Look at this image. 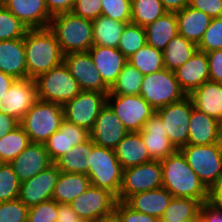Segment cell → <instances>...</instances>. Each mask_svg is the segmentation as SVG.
Returning a JSON list of instances; mask_svg holds the SVG:
<instances>
[{"instance_id": "1", "label": "cell", "mask_w": 222, "mask_h": 222, "mask_svg": "<svg viewBox=\"0 0 222 222\" xmlns=\"http://www.w3.org/2000/svg\"><path fill=\"white\" fill-rule=\"evenodd\" d=\"M162 187L173 197L193 198L201 204L208 201V189L188 165L181 152L176 150L161 160Z\"/></svg>"}, {"instance_id": "2", "label": "cell", "mask_w": 222, "mask_h": 222, "mask_svg": "<svg viewBox=\"0 0 222 222\" xmlns=\"http://www.w3.org/2000/svg\"><path fill=\"white\" fill-rule=\"evenodd\" d=\"M27 78L35 79L63 62L64 54L48 28L29 29L24 36Z\"/></svg>"}, {"instance_id": "3", "label": "cell", "mask_w": 222, "mask_h": 222, "mask_svg": "<svg viewBox=\"0 0 222 222\" xmlns=\"http://www.w3.org/2000/svg\"><path fill=\"white\" fill-rule=\"evenodd\" d=\"M62 53L88 52L93 46L92 20L74 15L72 12L54 15L49 24Z\"/></svg>"}, {"instance_id": "4", "label": "cell", "mask_w": 222, "mask_h": 222, "mask_svg": "<svg viewBox=\"0 0 222 222\" xmlns=\"http://www.w3.org/2000/svg\"><path fill=\"white\" fill-rule=\"evenodd\" d=\"M87 176L91 185L106 189L118 197L123 169L115 150L95 145L92 141V152L87 158Z\"/></svg>"}, {"instance_id": "5", "label": "cell", "mask_w": 222, "mask_h": 222, "mask_svg": "<svg viewBox=\"0 0 222 222\" xmlns=\"http://www.w3.org/2000/svg\"><path fill=\"white\" fill-rule=\"evenodd\" d=\"M63 120L62 105L38 99L19 124L29 136L30 142L44 144L59 130Z\"/></svg>"}, {"instance_id": "6", "label": "cell", "mask_w": 222, "mask_h": 222, "mask_svg": "<svg viewBox=\"0 0 222 222\" xmlns=\"http://www.w3.org/2000/svg\"><path fill=\"white\" fill-rule=\"evenodd\" d=\"M34 81L38 99L62 106L82 91L64 62L40 74Z\"/></svg>"}, {"instance_id": "7", "label": "cell", "mask_w": 222, "mask_h": 222, "mask_svg": "<svg viewBox=\"0 0 222 222\" xmlns=\"http://www.w3.org/2000/svg\"><path fill=\"white\" fill-rule=\"evenodd\" d=\"M188 165L209 190L222 177V142L182 147Z\"/></svg>"}, {"instance_id": "8", "label": "cell", "mask_w": 222, "mask_h": 222, "mask_svg": "<svg viewBox=\"0 0 222 222\" xmlns=\"http://www.w3.org/2000/svg\"><path fill=\"white\" fill-rule=\"evenodd\" d=\"M139 95L155 110L187 97L176 80L174 71L166 68L150 75H144Z\"/></svg>"}, {"instance_id": "9", "label": "cell", "mask_w": 222, "mask_h": 222, "mask_svg": "<svg viewBox=\"0 0 222 222\" xmlns=\"http://www.w3.org/2000/svg\"><path fill=\"white\" fill-rule=\"evenodd\" d=\"M106 104L128 132H139L156 110L140 95L107 94Z\"/></svg>"}, {"instance_id": "10", "label": "cell", "mask_w": 222, "mask_h": 222, "mask_svg": "<svg viewBox=\"0 0 222 222\" xmlns=\"http://www.w3.org/2000/svg\"><path fill=\"white\" fill-rule=\"evenodd\" d=\"M161 187V161L152 160L123 170L122 184L117 201H126L133 194Z\"/></svg>"}, {"instance_id": "11", "label": "cell", "mask_w": 222, "mask_h": 222, "mask_svg": "<svg viewBox=\"0 0 222 222\" xmlns=\"http://www.w3.org/2000/svg\"><path fill=\"white\" fill-rule=\"evenodd\" d=\"M107 94L98 91H81L62 106L64 119L90 132L101 109L106 105Z\"/></svg>"}, {"instance_id": "12", "label": "cell", "mask_w": 222, "mask_h": 222, "mask_svg": "<svg viewBox=\"0 0 222 222\" xmlns=\"http://www.w3.org/2000/svg\"><path fill=\"white\" fill-rule=\"evenodd\" d=\"M193 107L191 98L187 96L179 102L156 110L164 122L168 138L177 150L187 145L189 120Z\"/></svg>"}, {"instance_id": "13", "label": "cell", "mask_w": 222, "mask_h": 222, "mask_svg": "<svg viewBox=\"0 0 222 222\" xmlns=\"http://www.w3.org/2000/svg\"><path fill=\"white\" fill-rule=\"evenodd\" d=\"M117 197L110 191L90 185L69 204L80 219L93 221L112 213Z\"/></svg>"}, {"instance_id": "14", "label": "cell", "mask_w": 222, "mask_h": 222, "mask_svg": "<svg viewBox=\"0 0 222 222\" xmlns=\"http://www.w3.org/2000/svg\"><path fill=\"white\" fill-rule=\"evenodd\" d=\"M38 100L34 79H16L0 97V113L11 115L19 122Z\"/></svg>"}, {"instance_id": "15", "label": "cell", "mask_w": 222, "mask_h": 222, "mask_svg": "<svg viewBox=\"0 0 222 222\" xmlns=\"http://www.w3.org/2000/svg\"><path fill=\"white\" fill-rule=\"evenodd\" d=\"M63 62L72 77L79 83L82 91L109 93V88L101 79L89 52H72L65 54Z\"/></svg>"}, {"instance_id": "16", "label": "cell", "mask_w": 222, "mask_h": 222, "mask_svg": "<svg viewBox=\"0 0 222 222\" xmlns=\"http://www.w3.org/2000/svg\"><path fill=\"white\" fill-rule=\"evenodd\" d=\"M60 170L53 163L47 169L21 183L18 199L28 208L52 199Z\"/></svg>"}, {"instance_id": "17", "label": "cell", "mask_w": 222, "mask_h": 222, "mask_svg": "<svg viewBox=\"0 0 222 222\" xmlns=\"http://www.w3.org/2000/svg\"><path fill=\"white\" fill-rule=\"evenodd\" d=\"M90 133L95 145L115 150L119 142L128 133L121 120L106 104L100 111Z\"/></svg>"}, {"instance_id": "18", "label": "cell", "mask_w": 222, "mask_h": 222, "mask_svg": "<svg viewBox=\"0 0 222 222\" xmlns=\"http://www.w3.org/2000/svg\"><path fill=\"white\" fill-rule=\"evenodd\" d=\"M53 162L51 161L46 147L43 143L30 144L10 162V165L22 183L34 177L41 171L47 169Z\"/></svg>"}, {"instance_id": "19", "label": "cell", "mask_w": 222, "mask_h": 222, "mask_svg": "<svg viewBox=\"0 0 222 222\" xmlns=\"http://www.w3.org/2000/svg\"><path fill=\"white\" fill-rule=\"evenodd\" d=\"M174 73L180 87L189 96L203 83L210 80L207 54L197 49L192 57Z\"/></svg>"}, {"instance_id": "20", "label": "cell", "mask_w": 222, "mask_h": 222, "mask_svg": "<svg viewBox=\"0 0 222 222\" xmlns=\"http://www.w3.org/2000/svg\"><path fill=\"white\" fill-rule=\"evenodd\" d=\"M104 84L110 89L116 82L128 59L118 48L93 45L88 50Z\"/></svg>"}, {"instance_id": "21", "label": "cell", "mask_w": 222, "mask_h": 222, "mask_svg": "<svg viewBox=\"0 0 222 222\" xmlns=\"http://www.w3.org/2000/svg\"><path fill=\"white\" fill-rule=\"evenodd\" d=\"M139 133L153 160L161 161L177 150L167 136L164 122L156 112L146 121Z\"/></svg>"}, {"instance_id": "22", "label": "cell", "mask_w": 222, "mask_h": 222, "mask_svg": "<svg viewBox=\"0 0 222 222\" xmlns=\"http://www.w3.org/2000/svg\"><path fill=\"white\" fill-rule=\"evenodd\" d=\"M28 29L48 28L52 16L45 0H6L3 4Z\"/></svg>"}, {"instance_id": "23", "label": "cell", "mask_w": 222, "mask_h": 222, "mask_svg": "<svg viewBox=\"0 0 222 222\" xmlns=\"http://www.w3.org/2000/svg\"><path fill=\"white\" fill-rule=\"evenodd\" d=\"M89 137L90 133L88 130L64 119L59 130L54 132L44 145L51 161L54 163L73 146L86 141Z\"/></svg>"}, {"instance_id": "24", "label": "cell", "mask_w": 222, "mask_h": 222, "mask_svg": "<svg viewBox=\"0 0 222 222\" xmlns=\"http://www.w3.org/2000/svg\"><path fill=\"white\" fill-rule=\"evenodd\" d=\"M189 145H208L222 142L219 121L196 108H192L188 127Z\"/></svg>"}, {"instance_id": "25", "label": "cell", "mask_w": 222, "mask_h": 222, "mask_svg": "<svg viewBox=\"0 0 222 222\" xmlns=\"http://www.w3.org/2000/svg\"><path fill=\"white\" fill-rule=\"evenodd\" d=\"M0 71L15 79L27 78L24 37L0 41Z\"/></svg>"}, {"instance_id": "26", "label": "cell", "mask_w": 222, "mask_h": 222, "mask_svg": "<svg viewBox=\"0 0 222 222\" xmlns=\"http://www.w3.org/2000/svg\"><path fill=\"white\" fill-rule=\"evenodd\" d=\"M122 169L152 161L139 132H128L115 148Z\"/></svg>"}, {"instance_id": "27", "label": "cell", "mask_w": 222, "mask_h": 222, "mask_svg": "<svg viewBox=\"0 0 222 222\" xmlns=\"http://www.w3.org/2000/svg\"><path fill=\"white\" fill-rule=\"evenodd\" d=\"M173 196L164 187L139 192L130 196L125 202L134 210L156 217L160 220Z\"/></svg>"}, {"instance_id": "28", "label": "cell", "mask_w": 222, "mask_h": 222, "mask_svg": "<svg viewBox=\"0 0 222 222\" xmlns=\"http://www.w3.org/2000/svg\"><path fill=\"white\" fill-rule=\"evenodd\" d=\"M178 33L185 39L198 45L212 18L202 11L186 6L176 12Z\"/></svg>"}, {"instance_id": "29", "label": "cell", "mask_w": 222, "mask_h": 222, "mask_svg": "<svg viewBox=\"0 0 222 222\" xmlns=\"http://www.w3.org/2000/svg\"><path fill=\"white\" fill-rule=\"evenodd\" d=\"M189 97L194 108L219 121L222 116V83L206 81Z\"/></svg>"}, {"instance_id": "30", "label": "cell", "mask_w": 222, "mask_h": 222, "mask_svg": "<svg viewBox=\"0 0 222 222\" xmlns=\"http://www.w3.org/2000/svg\"><path fill=\"white\" fill-rule=\"evenodd\" d=\"M147 44L164 51L169 41L178 34L176 13L167 12L164 16L144 27Z\"/></svg>"}, {"instance_id": "31", "label": "cell", "mask_w": 222, "mask_h": 222, "mask_svg": "<svg viewBox=\"0 0 222 222\" xmlns=\"http://www.w3.org/2000/svg\"><path fill=\"white\" fill-rule=\"evenodd\" d=\"M90 185V179L87 174L60 171L52 194V200L57 203L70 204L73 199L85 192Z\"/></svg>"}, {"instance_id": "32", "label": "cell", "mask_w": 222, "mask_h": 222, "mask_svg": "<svg viewBox=\"0 0 222 222\" xmlns=\"http://www.w3.org/2000/svg\"><path fill=\"white\" fill-rule=\"evenodd\" d=\"M197 45L185 39L179 33L172 38L163 51V63L166 69L175 71L184 65L196 52Z\"/></svg>"}, {"instance_id": "33", "label": "cell", "mask_w": 222, "mask_h": 222, "mask_svg": "<svg viewBox=\"0 0 222 222\" xmlns=\"http://www.w3.org/2000/svg\"><path fill=\"white\" fill-rule=\"evenodd\" d=\"M92 152L90 137L78 145L73 146L67 153L59 157L54 164L66 173L87 174V158Z\"/></svg>"}, {"instance_id": "34", "label": "cell", "mask_w": 222, "mask_h": 222, "mask_svg": "<svg viewBox=\"0 0 222 222\" xmlns=\"http://www.w3.org/2000/svg\"><path fill=\"white\" fill-rule=\"evenodd\" d=\"M93 45L117 48L121 34L127 23L99 16L92 20Z\"/></svg>"}, {"instance_id": "35", "label": "cell", "mask_w": 222, "mask_h": 222, "mask_svg": "<svg viewBox=\"0 0 222 222\" xmlns=\"http://www.w3.org/2000/svg\"><path fill=\"white\" fill-rule=\"evenodd\" d=\"M201 203L193 198L173 197L160 221H197Z\"/></svg>"}, {"instance_id": "36", "label": "cell", "mask_w": 222, "mask_h": 222, "mask_svg": "<svg viewBox=\"0 0 222 222\" xmlns=\"http://www.w3.org/2000/svg\"><path fill=\"white\" fill-rule=\"evenodd\" d=\"M128 63L143 75H150L164 69L163 51L144 45L128 58Z\"/></svg>"}, {"instance_id": "37", "label": "cell", "mask_w": 222, "mask_h": 222, "mask_svg": "<svg viewBox=\"0 0 222 222\" xmlns=\"http://www.w3.org/2000/svg\"><path fill=\"white\" fill-rule=\"evenodd\" d=\"M29 144V136L19 124L16 128L0 138V159L3 163H10Z\"/></svg>"}, {"instance_id": "38", "label": "cell", "mask_w": 222, "mask_h": 222, "mask_svg": "<svg viewBox=\"0 0 222 222\" xmlns=\"http://www.w3.org/2000/svg\"><path fill=\"white\" fill-rule=\"evenodd\" d=\"M131 23L145 27L164 16L167 11L160 0H131Z\"/></svg>"}, {"instance_id": "39", "label": "cell", "mask_w": 222, "mask_h": 222, "mask_svg": "<svg viewBox=\"0 0 222 222\" xmlns=\"http://www.w3.org/2000/svg\"><path fill=\"white\" fill-rule=\"evenodd\" d=\"M144 75L127 63L109 89L113 95H139Z\"/></svg>"}, {"instance_id": "40", "label": "cell", "mask_w": 222, "mask_h": 222, "mask_svg": "<svg viewBox=\"0 0 222 222\" xmlns=\"http://www.w3.org/2000/svg\"><path fill=\"white\" fill-rule=\"evenodd\" d=\"M146 44L147 40L144 27L134 23H128L121 34L117 48L128 59Z\"/></svg>"}, {"instance_id": "41", "label": "cell", "mask_w": 222, "mask_h": 222, "mask_svg": "<svg viewBox=\"0 0 222 222\" xmlns=\"http://www.w3.org/2000/svg\"><path fill=\"white\" fill-rule=\"evenodd\" d=\"M29 29L0 4V41L23 38Z\"/></svg>"}, {"instance_id": "42", "label": "cell", "mask_w": 222, "mask_h": 222, "mask_svg": "<svg viewBox=\"0 0 222 222\" xmlns=\"http://www.w3.org/2000/svg\"><path fill=\"white\" fill-rule=\"evenodd\" d=\"M20 186L10 163H3L0 167V203L18 199Z\"/></svg>"}, {"instance_id": "43", "label": "cell", "mask_w": 222, "mask_h": 222, "mask_svg": "<svg viewBox=\"0 0 222 222\" xmlns=\"http://www.w3.org/2000/svg\"><path fill=\"white\" fill-rule=\"evenodd\" d=\"M197 49L205 53L222 49V17L212 18L209 27L197 45Z\"/></svg>"}, {"instance_id": "44", "label": "cell", "mask_w": 222, "mask_h": 222, "mask_svg": "<svg viewBox=\"0 0 222 222\" xmlns=\"http://www.w3.org/2000/svg\"><path fill=\"white\" fill-rule=\"evenodd\" d=\"M131 0H102L101 15L124 23H131Z\"/></svg>"}, {"instance_id": "45", "label": "cell", "mask_w": 222, "mask_h": 222, "mask_svg": "<svg viewBox=\"0 0 222 222\" xmlns=\"http://www.w3.org/2000/svg\"><path fill=\"white\" fill-rule=\"evenodd\" d=\"M58 203L48 200L29 207L27 222H57Z\"/></svg>"}, {"instance_id": "46", "label": "cell", "mask_w": 222, "mask_h": 222, "mask_svg": "<svg viewBox=\"0 0 222 222\" xmlns=\"http://www.w3.org/2000/svg\"><path fill=\"white\" fill-rule=\"evenodd\" d=\"M29 208L19 199L0 203V222H27Z\"/></svg>"}, {"instance_id": "47", "label": "cell", "mask_w": 222, "mask_h": 222, "mask_svg": "<svg viewBox=\"0 0 222 222\" xmlns=\"http://www.w3.org/2000/svg\"><path fill=\"white\" fill-rule=\"evenodd\" d=\"M114 211L119 222H160L156 217L134 210L125 201H117Z\"/></svg>"}, {"instance_id": "48", "label": "cell", "mask_w": 222, "mask_h": 222, "mask_svg": "<svg viewBox=\"0 0 222 222\" xmlns=\"http://www.w3.org/2000/svg\"><path fill=\"white\" fill-rule=\"evenodd\" d=\"M71 12L82 18L94 20L101 16L102 0H75Z\"/></svg>"}, {"instance_id": "49", "label": "cell", "mask_w": 222, "mask_h": 222, "mask_svg": "<svg viewBox=\"0 0 222 222\" xmlns=\"http://www.w3.org/2000/svg\"><path fill=\"white\" fill-rule=\"evenodd\" d=\"M211 18L222 17V0H189V5Z\"/></svg>"}, {"instance_id": "50", "label": "cell", "mask_w": 222, "mask_h": 222, "mask_svg": "<svg viewBox=\"0 0 222 222\" xmlns=\"http://www.w3.org/2000/svg\"><path fill=\"white\" fill-rule=\"evenodd\" d=\"M207 54L210 81L222 83V49L212 50Z\"/></svg>"}, {"instance_id": "51", "label": "cell", "mask_w": 222, "mask_h": 222, "mask_svg": "<svg viewBox=\"0 0 222 222\" xmlns=\"http://www.w3.org/2000/svg\"><path fill=\"white\" fill-rule=\"evenodd\" d=\"M197 222H222V209L205 201L200 206V215Z\"/></svg>"}, {"instance_id": "52", "label": "cell", "mask_w": 222, "mask_h": 222, "mask_svg": "<svg viewBox=\"0 0 222 222\" xmlns=\"http://www.w3.org/2000/svg\"><path fill=\"white\" fill-rule=\"evenodd\" d=\"M47 10L53 17L60 13L71 12L75 0H45Z\"/></svg>"}, {"instance_id": "53", "label": "cell", "mask_w": 222, "mask_h": 222, "mask_svg": "<svg viewBox=\"0 0 222 222\" xmlns=\"http://www.w3.org/2000/svg\"><path fill=\"white\" fill-rule=\"evenodd\" d=\"M78 215L69 204L58 203L57 222H77Z\"/></svg>"}, {"instance_id": "54", "label": "cell", "mask_w": 222, "mask_h": 222, "mask_svg": "<svg viewBox=\"0 0 222 222\" xmlns=\"http://www.w3.org/2000/svg\"><path fill=\"white\" fill-rule=\"evenodd\" d=\"M208 202L222 209V177L208 190Z\"/></svg>"}, {"instance_id": "55", "label": "cell", "mask_w": 222, "mask_h": 222, "mask_svg": "<svg viewBox=\"0 0 222 222\" xmlns=\"http://www.w3.org/2000/svg\"><path fill=\"white\" fill-rule=\"evenodd\" d=\"M19 125V121L11 115L0 113V138Z\"/></svg>"}, {"instance_id": "56", "label": "cell", "mask_w": 222, "mask_h": 222, "mask_svg": "<svg viewBox=\"0 0 222 222\" xmlns=\"http://www.w3.org/2000/svg\"><path fill=\"white\" fill-rule=\"evenodd\" d=\"M165 10L169 13H176L189 5V0H160Z\"/></svg>"}, {"instance_id": "57", "label": "cell", "mask_w": 222, "mask_h": 222, "mask_svg": "<svg viewBox=\"0 0 222 222\" xmlns=\"http://www.w3.org/2000/svg\"><path fill=\"white\" fill-rule=\"evenodd\" d=\"M16 79L0 71V97L4 95Z\"/></svg>"}, {"instance_id": "58", "label": "cell", "mask_w": 222, "mask_h": 222, "mask_svg": "<svg viewBox=\"0 0 222 222\" xmlns=\"http://www.w3.org/2000/svg\"><path fill=\"white\" fill-rule=\"evenodd\" d=\"M91 222H119V219L118 216L116 215V212L113 211L112 213L102 217H98Z\"/></svg>"}, {"instance_id": "59", "label": "cell", "mask_w": 222, "mask_h": 222, "mask_svg": "<svg viewBox=\"0 0 222 222\" xmlns=\"http://www.w3.org/2000/svg\"><path fill=\"white\" fill-rule=\"evenodd\" d=\"M160 222H197V221H160Z\"/></svg>"}, {"instance_id": "60", "label": "cell", "mask_w": 222, "mask_h": 222, "mask_svg": "<svg viewBox=\"0 0 222 222\" xmlns=\"http://www.w3.org/2000/svg\"><path fill=\"white\" fill-rule=\"evenodd\" d=\"M77 222H91V221L86 220V219H78V221H77Z\"/></svg>"}, {"instance_id": "61", "label": "cell", "mask_w": 222, "mask_h": 222, "mask_svg": "<svg viewBox=\"0 0 222 222\" xmlns=\"http://www.w3.org/2000/svg\"><path fill=\"white\" fill-rule=\"evenodd\" d=\"M219 124H220V128H221V131H222V116H221V118L219 119Z\"/></svg>"}, {"instance_id": "62", "label": "cell", "mask_w": 222, "mask_h": 222, "mask_svg": "<svg viewBox=\"0 0 222 222\" xmlns=\"http://www.w3.org/2000/svg\"><path fill=\"white\" fill-rule=\"evenodd\" d=\"M6 0H0V4H3Z\"/></svg>"}]
</instances>
